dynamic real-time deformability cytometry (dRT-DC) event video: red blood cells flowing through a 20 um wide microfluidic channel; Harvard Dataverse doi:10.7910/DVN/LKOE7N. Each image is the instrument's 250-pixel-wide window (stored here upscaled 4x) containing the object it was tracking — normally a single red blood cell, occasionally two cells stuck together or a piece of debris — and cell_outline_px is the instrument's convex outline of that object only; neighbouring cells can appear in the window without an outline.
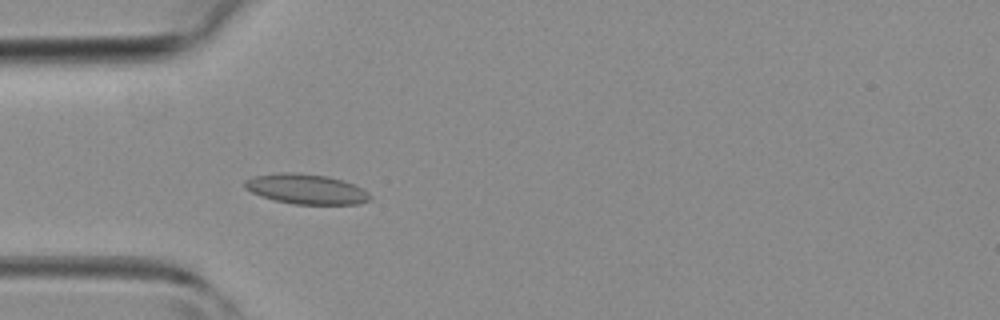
{"species": "common noctule bat (a hibernating species)", "species_latin": "Nyctalus noctula", "temperature_condition": "room temperature", "stored_images_in_passage": 12, "camera_frame_rate_fps": 3000, "um_per_image_px": 0.085, "animal": {"sex": "female", "body_mass_g": 19.3, "forearm_length_mm": 54.1}, "frame": {"image": 1, "passage_image": 4, "time_ms": 1.0, "image_size_px": [1000, 320], "cell_outline_px": [[372, 200], [360, 204], [292, 204], [260, 196], [244, 188], [244, 180], [256, 176], [280, 172], [292, 172], [328, 176], [352, 184], [368, 192], [372, 196]], "centroid_in_image_um": [26.03, 16.08], "position_along_channel_um": 59.0, "area_um2": 21.85}}
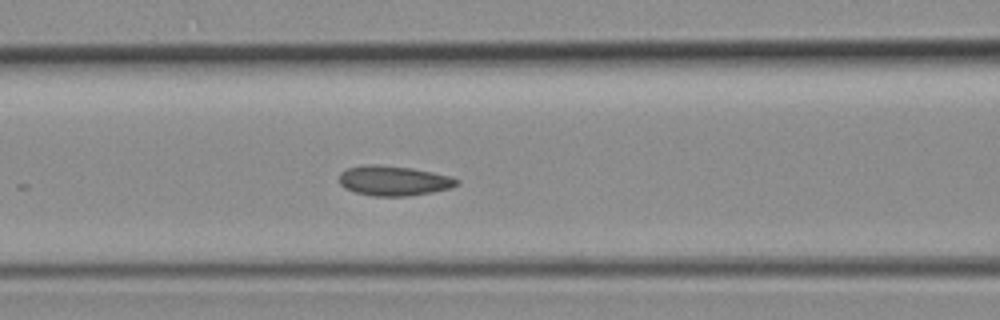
{"frame": {"image": 2, "passage_image": 9, "time_ms": 2.667, "image_size_px": [1000, 320], "cell_outline_px": [[460, 184], [452, 188], [432, 192], [408, 196], [372, 196], [356, 192], [344, 188], [340, 184], [340, 172], [348, 168], [364, 164], [376, 164], [412, 168], [452, 176], [460, 180]], "centroid_in_image_um": [33.5, 15.36], "position_along_channel_um": 133.1, "area_um2": 20.69}}
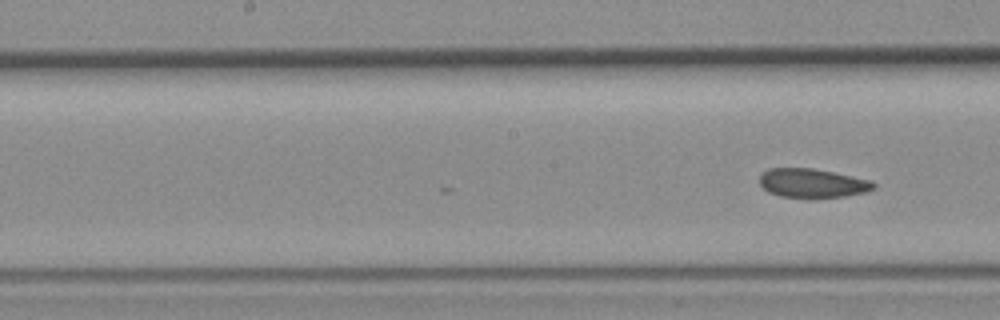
{"frame": {"image": 3, "passage_image": 12, "time_ms": 3.667, "image_size_px": [1000, 320], "cell_outline_px": [[876, 188], [864, 192], [844, 196], [780, 196], [768, 192], [760, 184], [760, 172], [768, 168], [812, 168], [872, 180], [876, 184]], "centroid_in_image_um": [69.03, 15.53], "position_along_channel_um": 179.2, "area_um2": 18.9}}